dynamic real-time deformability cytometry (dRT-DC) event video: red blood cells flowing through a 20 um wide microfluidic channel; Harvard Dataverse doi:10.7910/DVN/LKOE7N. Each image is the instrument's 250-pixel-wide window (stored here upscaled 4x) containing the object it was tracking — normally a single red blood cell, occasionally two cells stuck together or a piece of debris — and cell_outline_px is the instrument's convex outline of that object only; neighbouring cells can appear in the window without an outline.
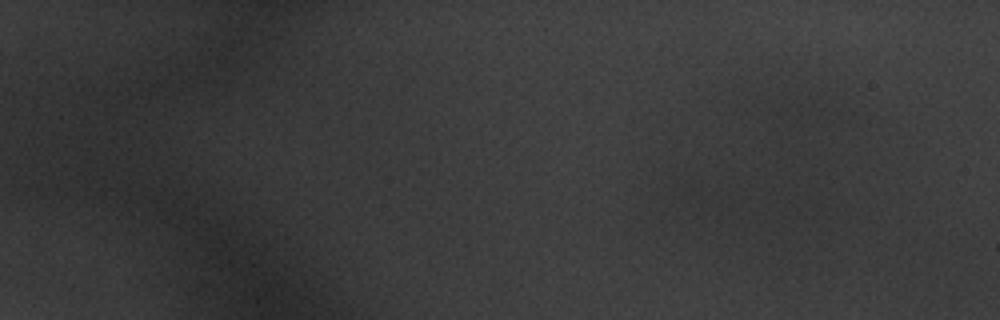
{"species": "common noctule bat (a hibernating species)", "species_latin": "Nyctalus noctula", "temperature_condition": "warm", "stored_images_in_passage": 4, "segment_of_instrument_passage": [2, 2], "camera_frame_rate_fps": 3000, "um_per_image_px": 0.085, "animal": {"sex": "male", "body_mass_g": 20.1, "forearm_length_mm": 53.5}, "frame": {"image": 1, "passage_image": 3, "time_ms": 0.667, "image_size_px": [1000, 320], "cell_outline_px": [[752, 216], [716, 220], [688, 196], [688, 184], [692, 184], [732, 192], [740, 196], [744, 200], [752, 212]], "centroid_in_image_um": [61.13, 17.21], "position_along_channel_um": 23.9, "area_um2": 10.29}}